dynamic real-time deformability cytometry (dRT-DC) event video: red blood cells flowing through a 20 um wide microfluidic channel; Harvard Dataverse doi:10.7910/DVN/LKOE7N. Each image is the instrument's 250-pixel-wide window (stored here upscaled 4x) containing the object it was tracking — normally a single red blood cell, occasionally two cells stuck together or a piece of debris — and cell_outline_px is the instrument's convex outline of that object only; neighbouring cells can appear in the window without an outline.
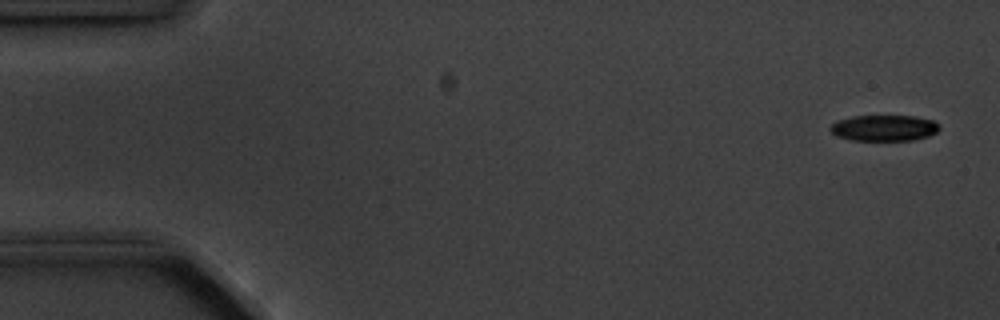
{"species": "common noctule bat (a hibernating species)", "species_latin": "Nyctalus noctula", "temperature_condition": "cold", "stored_images_in_passage": 4, "camera_frame_rate_fps": 3000, "um_per_image_px": 0.085, "animal": {"sex": "male", "body_mass_g": 20.1, "forearm_length_mm": 53.5}, "frame": {"image": 1, "passage_image": 1, "time_ms": 0.0, "image_size_px": [1000, 320], "cell_outline_px": [[940, 128], [936, 132], [928, 136], [912, 140], [852, 140], [836, 136], [828, 128], [836, 120], [852, 116], [916, 116], [932, 120], [940, 124]], "centroid_in_image_um": [75.13, 10.87], "position_along_channel_um": 9.9, "area_um2": 16.59}}
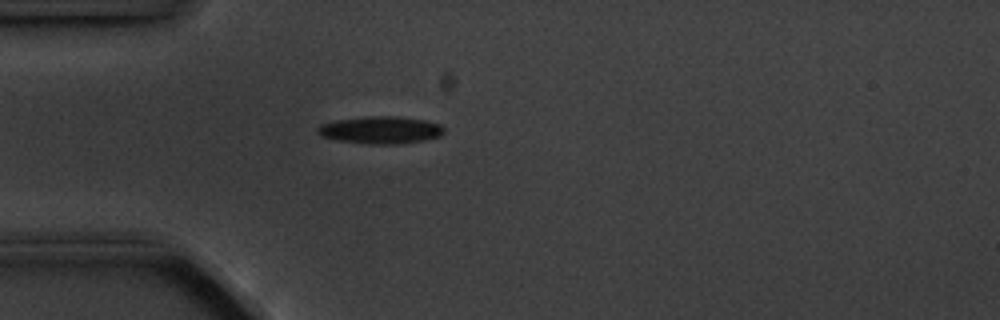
{"frame": {"image": 2, "passage_image": 4, "time_ms": 4.333, "image_size_px": [1000, 320], "cell_outline_px": [[444, 132], [440, 136], [424, 140], [396, 144], [372, 144], [340, 140], [320, 136], [316, 132], [316, 128], [320, 124], [336, 120], [368, 116], [396, 116], [424, 120], [440, 124], [444, 128]], "centroid_in_image_um": [32.34, 11.04], "position_along_channel_um": 52.7, "area_um2": 20.06}}